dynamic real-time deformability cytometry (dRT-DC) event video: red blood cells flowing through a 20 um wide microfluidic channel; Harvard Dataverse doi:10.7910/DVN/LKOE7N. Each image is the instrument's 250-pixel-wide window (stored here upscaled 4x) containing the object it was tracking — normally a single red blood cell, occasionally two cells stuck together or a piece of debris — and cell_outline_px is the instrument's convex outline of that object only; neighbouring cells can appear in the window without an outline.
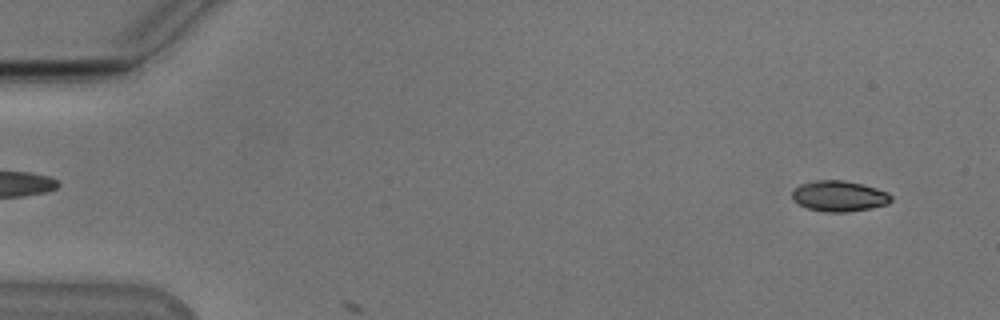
{"species": "Egyptian fruit bat (a non-hibernating species)", "species_latin": "Rousettus aegyptiacus", "temperature_condition": "cold", "stored_images_in_passage": 6, "camera_frame_rate_fps": 3000, "um_per_image_px": 0.085, "animal": {"sex": "male"}, "frame": {"image": 1, "passage_image": 3, "time_ms": 0.667, "image_size_px": [1000, 320], "cell_outline_px": [[892, 200], [888, 204], [868, 208], [844, 212], [828, 212], [808, 208], [792, 200], [792, 192], [800, 184], [816, 180], [844, 180], [876, 188], [888, 192], [892, 196]], "centroid_in_image_um": [71.33, 16.66], "position_along_channel_um": 13.7, "area_um2": 17.51}}